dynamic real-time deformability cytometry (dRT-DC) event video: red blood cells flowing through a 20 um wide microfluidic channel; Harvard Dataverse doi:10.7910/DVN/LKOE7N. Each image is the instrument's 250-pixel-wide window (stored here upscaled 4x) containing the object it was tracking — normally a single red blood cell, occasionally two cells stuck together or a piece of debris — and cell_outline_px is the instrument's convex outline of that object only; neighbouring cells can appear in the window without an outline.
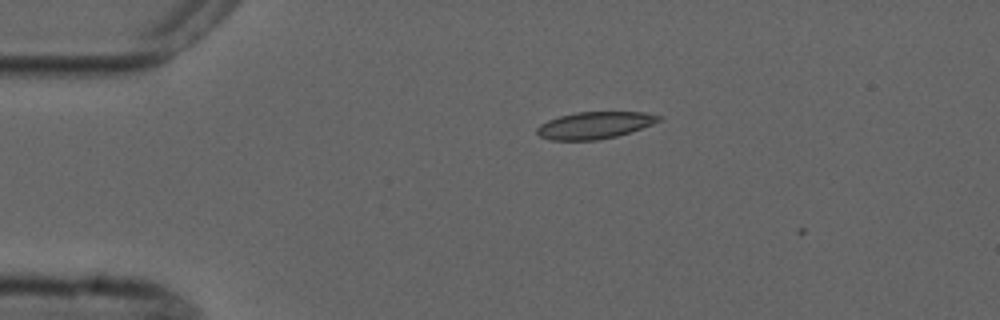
{"species": "common noctule bat (a hibernating species)", "species_latin": "Nyctalus noctula", "temperature_condition": "cold", "stored_images_in_passage": 2, "camera_frame_rate_fps": 3000, "um_per_image_px": 0.085, "animal": {"sex": "male", "forearm_length_mm": 52.5}, "frame": {"image": 1, "passage_image": 1, "time_ms": 0.0, "image_size_px": [1000, 320], "cell_outline_px": [[664, 120], [616, 136], [600, 140], [552, 140], [540, 136], [536, 132], [536, 128], [540, 124], [548, 120], [560, 116], [576, 112], [644, 112], [664, 116]], "centroid_in_image_um": [50.57, 10.64], "position_along_channel_um": 34.4, "area_um2": 19.13}}